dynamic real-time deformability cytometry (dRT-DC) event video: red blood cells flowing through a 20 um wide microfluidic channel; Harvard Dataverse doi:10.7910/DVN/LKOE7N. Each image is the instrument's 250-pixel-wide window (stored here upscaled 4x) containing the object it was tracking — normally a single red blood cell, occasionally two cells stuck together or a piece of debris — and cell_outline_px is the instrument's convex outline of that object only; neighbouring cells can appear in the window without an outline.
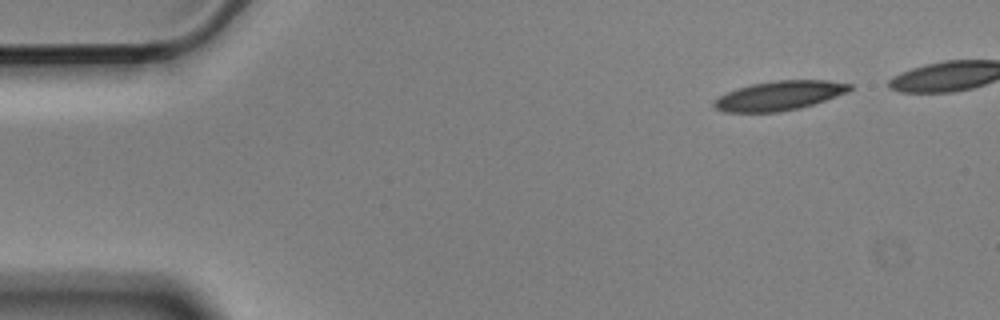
{"species": "Egyptian fruit bat (a non-hibernating species)", "species_latin": "Rousettus aegyptiacus", "temperature_condition": "cold", "stored_images_in_passage": 2, "camera_frame_rate_fps": 3000, "um_per_image_px": 0.085, "animal": {"sex": "male"}, "frame": {"image": 1, "passage_image": 2, "time_ms": 0.333, "image_size_px": [1000, 320], "cell_outline_px": [[852, 88], [848, 92], [800, 108], [780, 112], [724, 112], [716, 108], [712, 104], [720, 96], [728, 92], [752, 84], [776, 80], [828, 80], [852, 84]], "centroid_in_image_um": [66.27, 8.13], "position_along_channel_um": 18.7, "area_um2": 22.95}}